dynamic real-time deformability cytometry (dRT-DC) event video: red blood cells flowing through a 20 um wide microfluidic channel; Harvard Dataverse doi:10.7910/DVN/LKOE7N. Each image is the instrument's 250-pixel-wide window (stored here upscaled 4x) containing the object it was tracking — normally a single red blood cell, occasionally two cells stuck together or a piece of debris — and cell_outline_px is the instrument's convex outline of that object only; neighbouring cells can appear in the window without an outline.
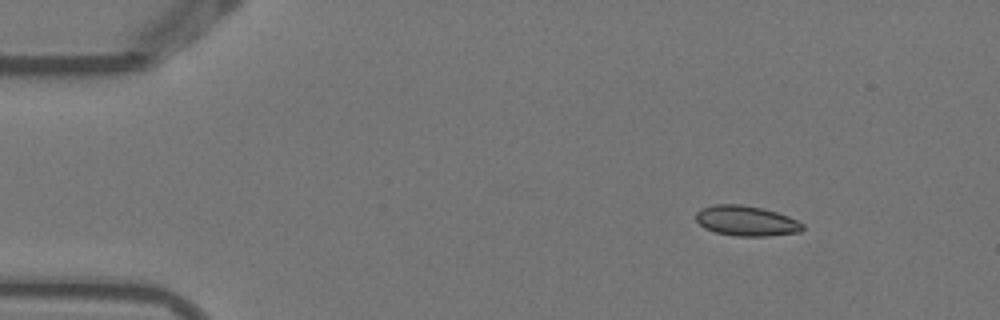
{"species": "Egyptian fruit bat (a non-hibernating species)", "species_latin": "Rousettus aegyptiacus", "temperature_condition": "warm", "stored_images_in_passage": 5, "camera_frame_rate_fps": 3000, "um_per_image_px": 0.085, "animal": {"sex": "female"}, "frame": {"image": 1, "passage_image": 1, "time_ms": 0.0, "image_size_px": [1000, 320], "cell_outline_px": [[804, 228], [800, 232], [768, 236], [736, 236], [716, 232], [704, 228], [696, 220], [696, 212], [700, 208], [712, 204], [740, 204], [764, 208], [788, 216], [804, 224]], "centroid_in_image_um": [63.42, 18.76], "position_along_channel_um": 21.6, "area_um2": 18.9}}
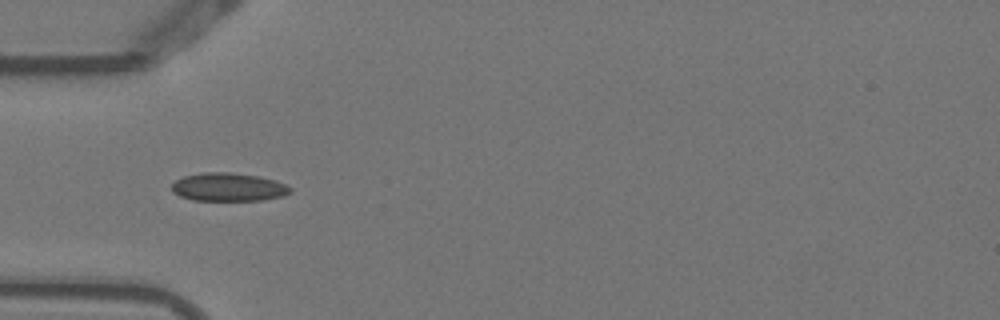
{"frame": {"image": 2, "passage_image": 4, "time_ms": 1.0, "image_size_px": [1000, 320], "cell_outline_px": [[292, 192], [284, 196], [260, 200], [192, 200], [180, 196], [172, 192], [172, 184], [176, 180], [184, 176], [204, 172], [228, 172], [260, 176], [276, 180], [292, 188]], "centroid_in_image_um": [19.43, 15.9], "position_along_channel_um": 65.6, "area_um2": 19.59}}
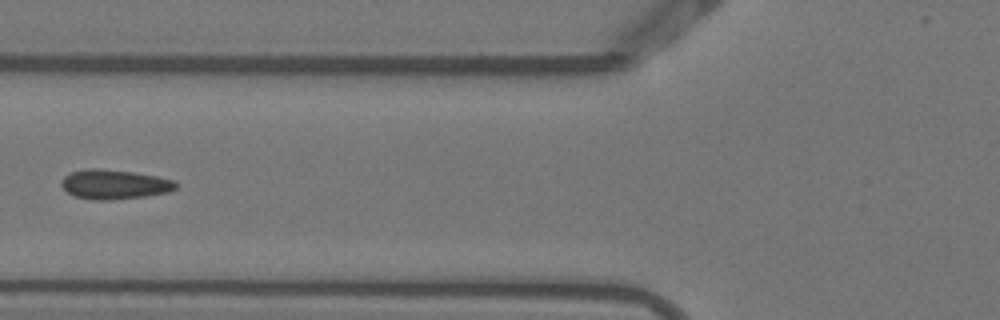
{"frame": {"image": 3, "passage_image": 5, "time_ms": 1.333, "image_size_px": [1000, 320], "cell_outline_px": [[176, 188], [168, 192], [144, 196], [112, 200], [92, 200], [72, 196], [60, 184], [60, 180], [64, 176], [72, 172], [88, 168], [96, 168], [132, 172], [156, 176], [176, 180]], "centroid_in_image_um": [9.69, 15.67], "position_along_channel_um": 116.1, "area_um2": 19.71}}